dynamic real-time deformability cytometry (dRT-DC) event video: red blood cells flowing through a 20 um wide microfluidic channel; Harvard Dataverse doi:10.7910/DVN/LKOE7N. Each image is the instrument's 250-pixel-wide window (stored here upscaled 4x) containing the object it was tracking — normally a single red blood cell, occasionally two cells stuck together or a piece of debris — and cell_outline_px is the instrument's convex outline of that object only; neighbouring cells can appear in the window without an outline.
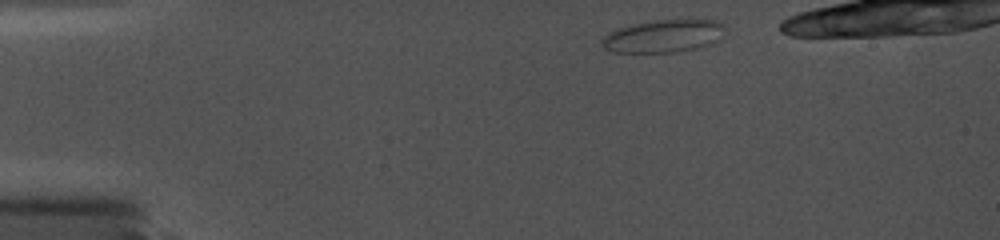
{"species": "common noctule bat (a hibernating species)", "species_latin": "Nyctalus noctula", "temperature_condition": "cold", "stored_images_in_passage": 16, "camera_frame_rate_fps": 5000, "um_per_image_px": 0.085, "animal": {"sex": "female", "body_mass_g": 19.0, "forearm_length_mm": 56.7}, "frame": {"image": 1, "passage_image": 1, "time_ms": 0.0, "image_size_px": [1000, 240], "cell_outline_px": [[720, 24], [704, 44], [692, 48], [676, 52], [612, 52], [604, 48], [604, 40], [612, 32], [620, 28], [652, 20], [712, 20]], "centroid_in_image_um": [56.17, 3.07], "position_along_channel_um": 28.8, "area_um2": 21.33}}
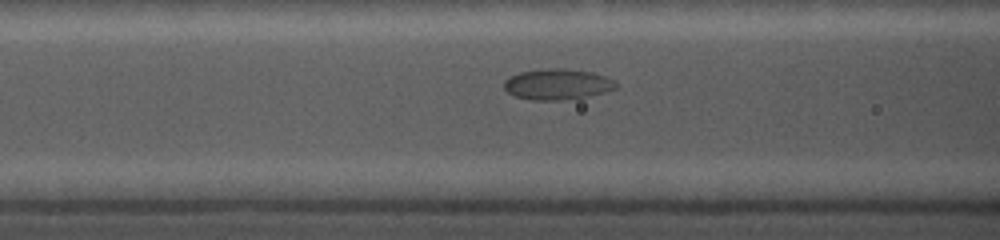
{"frame": {"image": 2, "passage_image": 11, "time_ms": 4.6, "image_size_px": [1000, 240], "cell_outline_px": [[616, 88], [584, 96], [564, 100], [532, 100], [512, 96], [504, 88], [504, 80], [508, 76], [520, 72], [540, 68], [564, 68], [588, 72], [604, 76], [616, 80]], "centroid_in_image_um": [47.28, 7.15], "position_along_channel_um": 119.3, "area_um2": 20.0}}
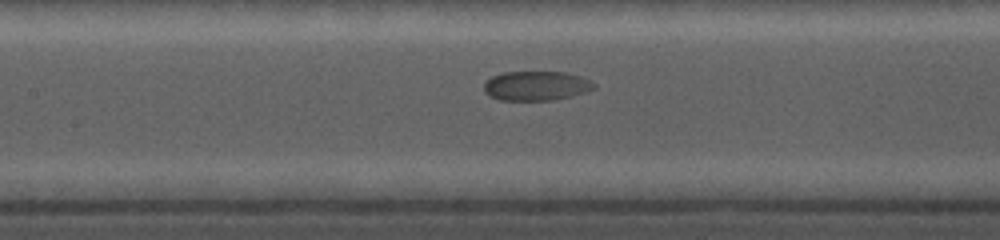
{"frame": {"image": 3, "passage_image": 14, "time_ms": 5.8, "image_size_px": [1000, 240], "cell_outline_px": [[596, 88], [572, 96], [552, 100], [500, 100], [488, 96], [484, 92], [484, 84], [492, 76], [504, 72], [564, 72], [580, 76], [596, 84]], "centroid_in_image_um": [45.56, 7.3], "position_along_channel_um": 161.8, "area_um2": 18.84}}